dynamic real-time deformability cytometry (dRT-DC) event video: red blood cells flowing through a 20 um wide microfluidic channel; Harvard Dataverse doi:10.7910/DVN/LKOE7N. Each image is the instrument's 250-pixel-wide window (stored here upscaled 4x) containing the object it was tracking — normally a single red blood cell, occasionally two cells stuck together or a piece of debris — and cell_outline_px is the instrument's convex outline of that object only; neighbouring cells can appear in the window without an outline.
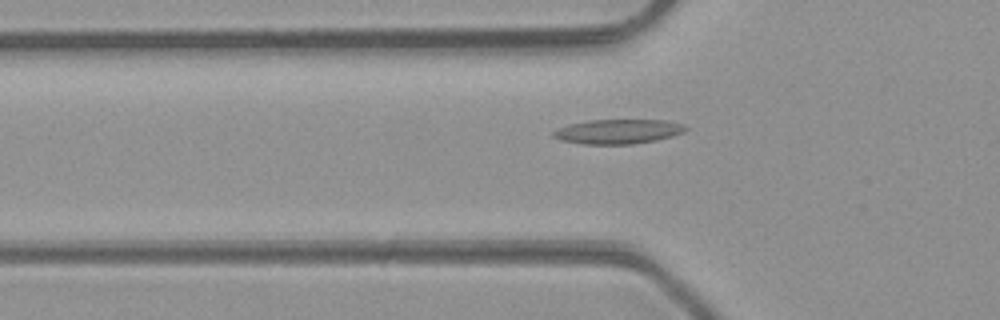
{"species": "common noctule bat (a hibernating species)", "species_latin": "Nyctalus noctula", "temperature_condition": "room temperature", "stored_images_in_passage": 40, "camera_frame_rate_fps": 3000, "um_per_image_px": 0.085, "animal": {"sex": "male", "body_mass_g": 23.1, "forearm_length_mm": 52.7}, "frame": {"image": 1, "passage_image": 8, "time_ms": 2.333, "image_size_px": [1000, 320], "cell_outline_px": [[688, 128], [684, 132], [672, 136], [656, 140], [632, 144], [580, 144], [560, 140], [552, 136], [552, 132], [556, 128], [568, 124], [588, 120], [668, 120], [684, 124]], "centroid_in_image_um": [52.51, 11.17], "position_along_channel_um": 73.3, "area_um2": 19.13}}
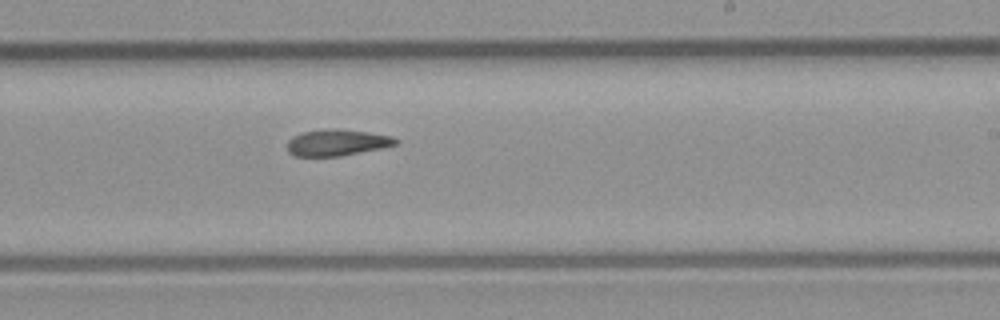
{"frame": {"image": 2, "passage_image": 21, "time_ms": 6.667, "image_size_px": [1000, 320], "cell_outline_px": [[400, 140], [396, 144], [380, 148], [340, 156], [296, 156], [288, 152], [288, 140], [292, 136], [304, 132], [336, 128], [368, 132], [392, 136]], "centroid_in_image_um": [28.65, 12.12], "position_along_channel_um": 260.4, "area_um2": 16.47}}
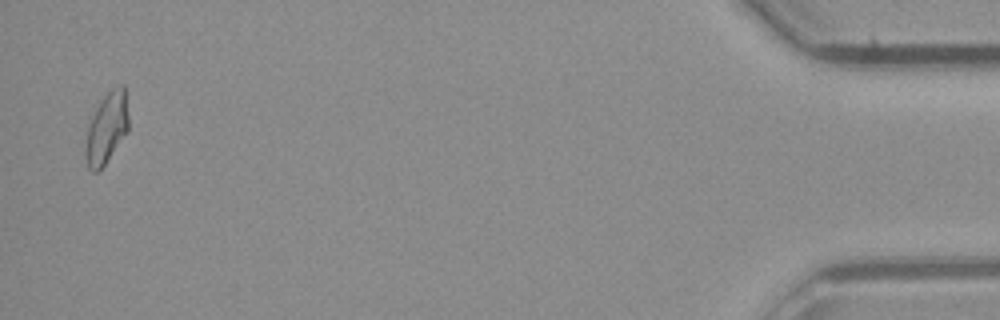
{"frame": {"image": 3, "passage_image": 39, "time_ms": 12.667, "image_size_px": [1000, 320], "cell_outline_px": [[128, 132], [104, 164], [96, 172], [92, 172], [88, 168], [84, 152], [88, 128], [96, 108], [100, 100], [112, 88], [120, 84], [124, 84], [128, 116]], "centroid_in_image_um": [9.07, 10.88], "position_along_channel_um": 426.1, "area_um2": 17.57}}